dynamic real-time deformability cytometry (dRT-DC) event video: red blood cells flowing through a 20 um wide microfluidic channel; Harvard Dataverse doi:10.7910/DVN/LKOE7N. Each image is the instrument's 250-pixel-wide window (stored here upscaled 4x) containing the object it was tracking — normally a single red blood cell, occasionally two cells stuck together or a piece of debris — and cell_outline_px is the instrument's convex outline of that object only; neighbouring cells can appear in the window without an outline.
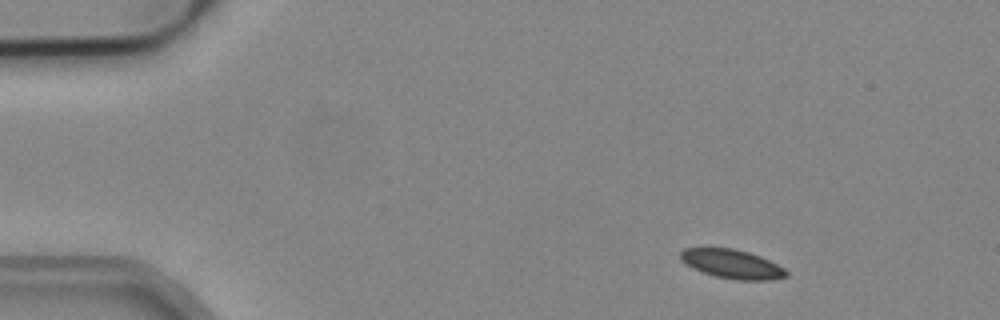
{"species": "common noctule bat (a hibernating species)", "species_latin": "Nyctalus noctula", "temperature_condition": "cold", "stored_images_in_passage": 7, "camera_frame_rate_fps": 3000, "um_per_image_px": 0.085, "animal": {"sex": "male", "body_mass_g": 19.2, "forearm_length_mm": 51.8}, "frame": {"image": 1, "passage_image": 2, "time_ms": 0.333, "image_size_px": [1000, 320], "cell_outline_px": [[788, 276], [768, 280], [736, 280], [716, 276], [692, 268], [680, 260], [680, 252], [684, 248], [732, 248], [748, 252], [760, 256], [784, 268], [788, 272]], "centroid_in_image_um": [62.21, 22.44], "position_along_channel_um": 22.8, "area_um2": 17.74}}